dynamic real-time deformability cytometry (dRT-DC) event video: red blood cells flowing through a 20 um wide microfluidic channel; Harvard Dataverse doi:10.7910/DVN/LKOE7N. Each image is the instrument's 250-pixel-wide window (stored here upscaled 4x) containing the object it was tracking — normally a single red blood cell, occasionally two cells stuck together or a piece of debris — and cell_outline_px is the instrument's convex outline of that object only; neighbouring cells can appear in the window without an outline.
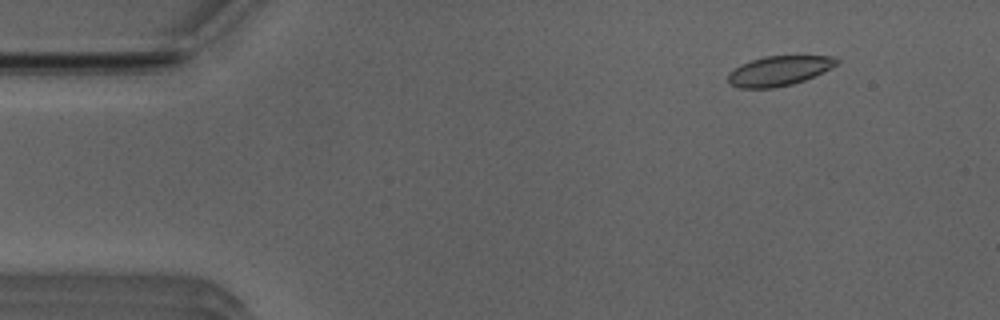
{"species": "Egyptian fruit bat (a non-hibernating species)", "species_latin": "Rousettus aegyptiacus", "temperature_condition": "room temperature", "stored_images_in_passage": 52, "camera_frame_rate_fps": 3000, "um_per_image_px": 0.085, "animal": {"sex": "male"}, "frame": {"image": 1, "passage_image": 6, "time_ms": 1.667, "image_size_px": [1000, 320], "cell_outline_px": [[840, 60], [832, 68], [804, 80], [792, 84], [772, 88], [740, 88], [728, 84], [728, 72], [740, 64], [764, 56], [836, 56]], "centroid_in_image_um": [66.2, 6.02], "position_along_channel_um": 18.8, "area_um2": 18.9}}
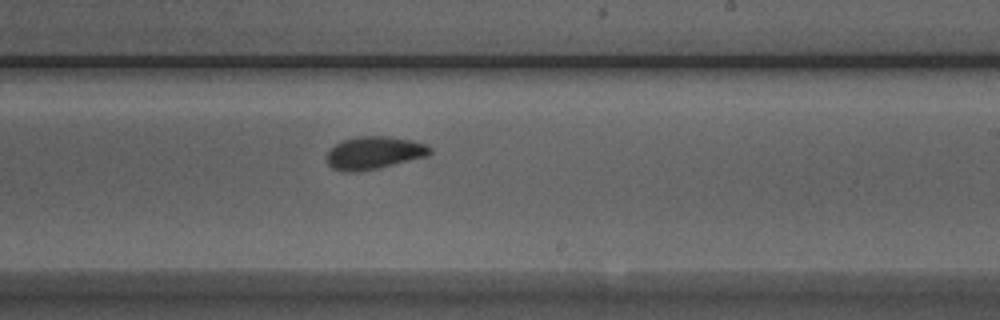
{"frame": {"image": 2, "passage_image": 31, "time_ms": 10.0, "image_size_px": [1000, 320], "cell_outline_px": [[432, 152], [428, 156], [376, 168], [352, 172], [348, 172], [332, 168], [328, 164], [328, 152], [336, 144], [344, 140], [356, 136], [392, 136], [412, 140], [428, 144], [432, 148]], "centroid_in_image_um": [31.85, 12.97], "position_along_channel_um": 257.1, "area_um2": 19.54}}
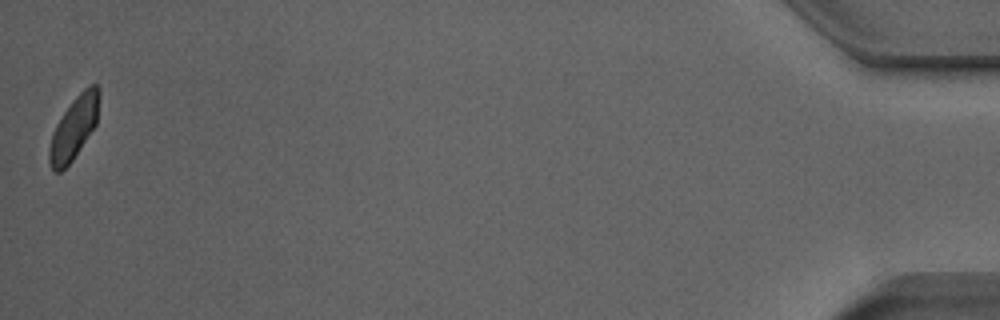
{"frame": {"image": 3, "passage_image": 52, "time_ms": 17.0, "image_size_px": [1000, 320], "cell_outline_px": [[100, 96], [96, 124], [72, 160], [60, 172], [52, 172], [48, 160], [48, 152], [52, 132], [56, 124], [72, 100], [88, 84], [96, 84], [100, 88]], "centroid_in_image_um": [6.28, 10.85], "position_along_channel_um": 428.9, "area_um2": 18.21}, "authors_computed_cell_mechanics": {"area_um2": 19.363, "velocity_mm_per_s": 3.9128, "shape_relaxation_time_tau1_ms": 5.8311, "shape_relaxation_time_tau2_ms": 1.9223, "deformation_change_tau1": 0.116, "deformation_change_tau2": 0.0477}}